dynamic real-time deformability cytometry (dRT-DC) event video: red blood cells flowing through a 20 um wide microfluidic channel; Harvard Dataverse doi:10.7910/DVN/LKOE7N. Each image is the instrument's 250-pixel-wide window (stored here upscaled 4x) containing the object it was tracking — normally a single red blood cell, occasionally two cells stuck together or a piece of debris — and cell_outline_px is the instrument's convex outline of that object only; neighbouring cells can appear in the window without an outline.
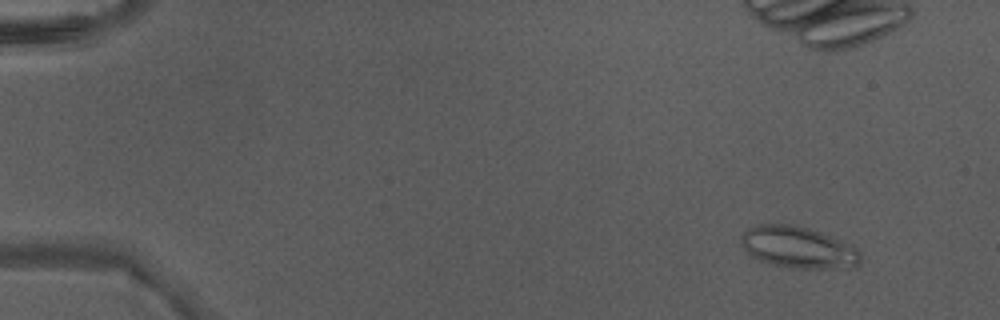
{"species": "Egyptian fruit bat (a non-hibernating species)", "species_latin": "Rousettus aegyptiacus", "temperature_condition": "warm", "stored_images_in_passage": 7, "camera_frame_rate_fps": 3000, "um_per_image_px": 0.085, "animal": {"sex": "male"}, "frame": {"image": 1, "passage_image": 3, "time_ms": 0.667, "image_size_px": [1000, 320], "cell_outline_px": [[860, 264], [856, 268], [788, 268], [760, 260], [752, 256], [740, 244], [740, 236], [748, 228], [760, 224], [788, 224], [808, 228], [820, 232], [840, 240], [856, 248], [860, 252]], "centroid_in_image_um": [67.85, 21.04], "position_along_channel_um": 17.1, "area_um2": 28.9}}